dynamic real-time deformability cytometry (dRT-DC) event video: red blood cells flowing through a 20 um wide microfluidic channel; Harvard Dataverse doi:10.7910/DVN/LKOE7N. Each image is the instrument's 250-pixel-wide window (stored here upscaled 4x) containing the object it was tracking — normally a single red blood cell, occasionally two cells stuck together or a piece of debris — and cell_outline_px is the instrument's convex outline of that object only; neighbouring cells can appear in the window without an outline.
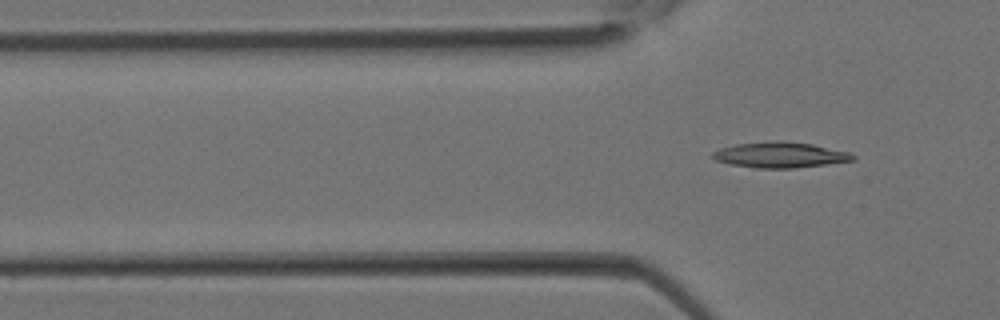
{"species": "Egyptian fruit bat (a non-hibernating species)", "species_latin": "Rousettus aegyptiacus", "temperature_condition": "room temperature", "stored_images_in_passage": 9, "camera_frame_rate_fps": 3000, "um_per_image_px": 0.085, "animal": {"sex": "female"}, "frame": {"image": 1, "passage_image": 9, "time_ms": 2.667, "image_size_px": [1000, 320], "cell_outline_px": [[856, 160], [792, 168], [756, 168], [728, 164], [716, 160], [712, 156], [712, 152], [720, 148], [736, 144], [780, 140], [784, 140], [812, 144], [848, 152], [856, 156]], "centroid_in_image_um": [66.29, 13.16], "position_along_channel_um": 59.5, "area_um2": 20.87}}